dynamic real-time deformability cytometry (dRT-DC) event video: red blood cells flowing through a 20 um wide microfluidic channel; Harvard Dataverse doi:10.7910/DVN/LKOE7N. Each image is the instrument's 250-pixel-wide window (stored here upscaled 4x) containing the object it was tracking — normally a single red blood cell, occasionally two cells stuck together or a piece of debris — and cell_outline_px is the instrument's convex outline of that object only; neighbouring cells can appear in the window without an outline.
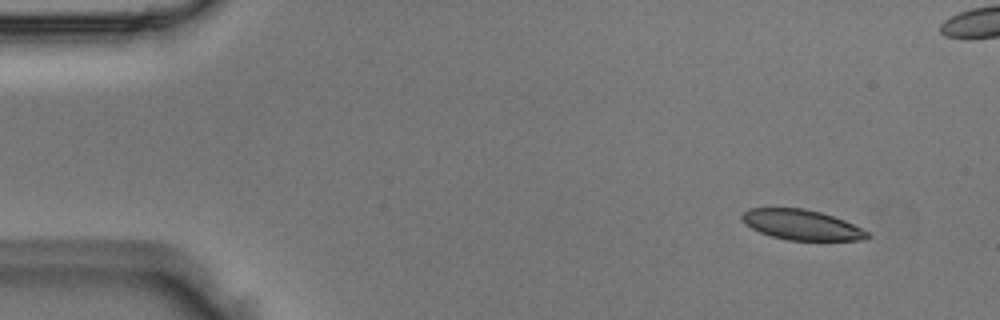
{"species": "Egyptian fruit bat (a non-hibernating species)", "species_latin": "Rousettus aegyptiacus", "temperature_condition": "room temperature", "stored_images_in_passage": 7, "camera_frame_rate_fps": 3000, "um_per_image_px": 0.085, "animal": {"sex": "male"}, "frame": {"image": 1, "passage_image": 1, "time_ms": 0.0, "image_size_px": [1000, 320], "cell_outline_px": [[872, 236], [864, 240], [788, 240], [772, 236], [760, 232], [744, 224], [740, 216], [748, 208], [804, 208], [820, 212], [844, 220], [868, 232]], "centroid_in_image_um": [68.12, 19.11], "position_along_channel_um": 16.9, "area_um2": 21.96}}
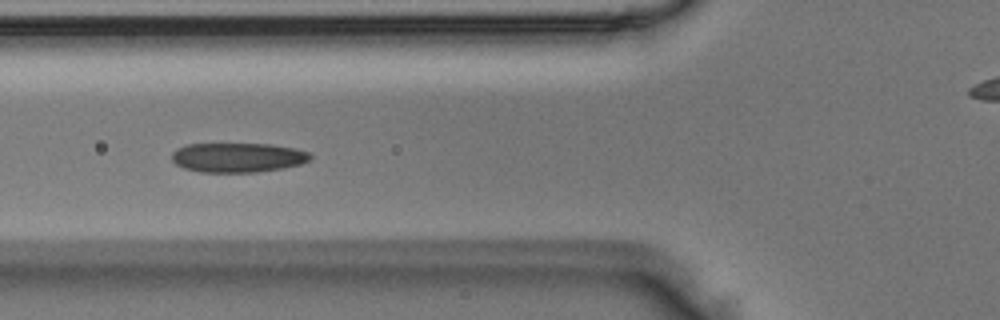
{"frame": {"image": 2, "passage_image": 5, "time_ms": 1.333, "image_size_px": [1000, 320], "cell_outline_px": [[312, 156], [308, 160], [300, 164], [284, 168], [256, 172], [200, 172], [184, 168], [176, 164], [172, 160], [172, 152], [176, 148], [188, 144], [272, 144], [296, 148], [308, 152]], "centroid_in_image_um": [20.2, 13.38], "position_along_channel_um": 105.6, "area_um2": 23.87}}
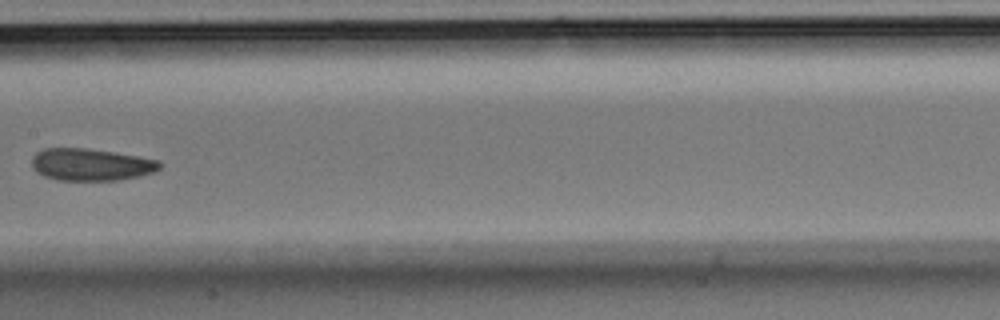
{"frame": {"image": 3, "passage_image": 7, "time_ms": 2.0, "image_size_px": [1000, 320], "cell_outline_px": [[160, 168], [156, 172], [120, 180], [56, 180], [44, 176], [36, 172], [32, 168], [32, 156], [36, 152], [44, 148], [84, 148], [112, 152], [160, 160]], "centroid_in_image_um": [7.7, 13.99], "position_along_channel_um": 199.7, "area_um2": 23.99}}